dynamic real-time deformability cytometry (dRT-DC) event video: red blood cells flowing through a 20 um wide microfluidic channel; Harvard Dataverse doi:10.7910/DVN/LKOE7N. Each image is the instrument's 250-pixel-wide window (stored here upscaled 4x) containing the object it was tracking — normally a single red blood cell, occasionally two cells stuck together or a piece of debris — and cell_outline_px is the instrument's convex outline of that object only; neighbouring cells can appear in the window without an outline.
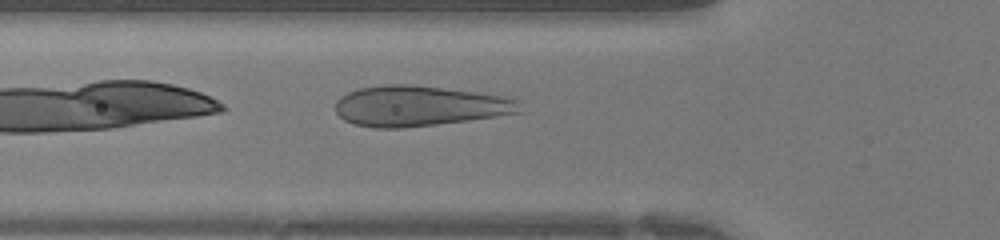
{"species": "human", "species_latin": "Homo sapiens", "temperature_condition": "warm", "stored_images_in_passage": 28, "camera_frame_rate_fps": 3000, "um_per_image_px": 0.085, "donor": {"sex": "female"}, "frame": {"image": 1, "passage_image": 2, "time_ms": 0.333, "image_size_px": [1000, 240], "cell_outline_px": [[524, 100], [520, 112], [496, 116], [468, 120], [404, 128], [372, 128], [352, 124], [344, 120], [336, 112], [336, 100], [340, 96], [348, 92], [360, 88], [388, 84], [408, 84], [444, 88], [476, 92], [504, 96]], "centroid_in_image_um": [35.65, 9.01], "position_along_channel_um": 90.2, "area_um2": 43.64}}
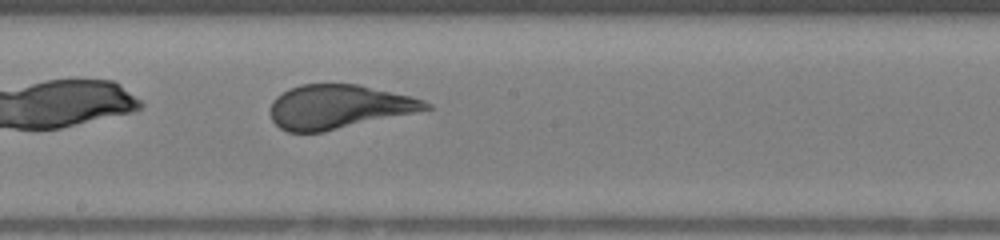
{"frame": {"image": 2, "passage_image": 10, "time_ms": 3.0, "image_size_px": [1000, 240], "cell_outline_px": [[432, 108], [324, 132], [288, 132], [280, 128], [272, 120], [272, 100], [276, 96], [288, 88], [300, 84], [356, 84], [408, 96], [424, 100], [432, 104]], "centroid_in_image_um": [28.74, 9.07], "position_along_channel_um": 219.5, "area_um2": 39.36}}
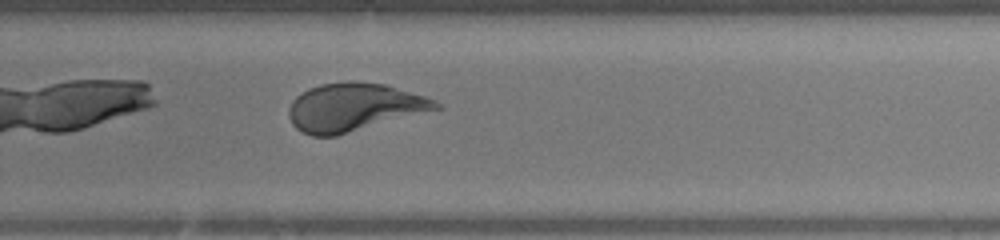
{"frame": {"image": 3, "passage_image": 15, "time_ms": 4.667, "image_size_px": [1000, 240], "cell_outline_px": [[444, 108], [336, 136], [312, 136], [296, 128], [292, 124], [288, 116], [288, 108], [292, 100], [296, 96], [308, 88], [320, 84], [384, 84], [424, 96], [436, 100], [444, 104]], "centroid_in_image_um": [30.11, 9.16], "position_along_channel_um": 299.7, "area_um2": 40.63}}